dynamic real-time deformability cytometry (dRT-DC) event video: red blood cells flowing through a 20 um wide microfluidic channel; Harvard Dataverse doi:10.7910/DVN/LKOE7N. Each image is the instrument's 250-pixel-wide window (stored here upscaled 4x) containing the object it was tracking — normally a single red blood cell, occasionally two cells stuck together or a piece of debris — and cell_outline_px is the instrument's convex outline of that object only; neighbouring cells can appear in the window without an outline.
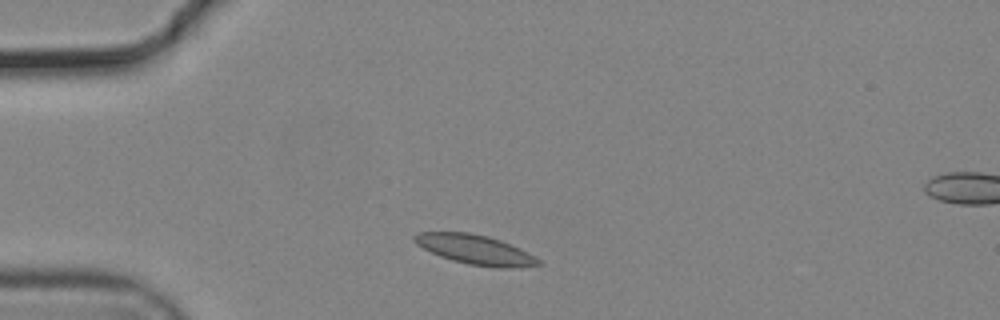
{"species": "common noctule bat (a hibernating species)", "species_latin": "Nyctalus noctula", "temperature_condition": "cold", "stored_images_in_passage": 35, "camera_frame_rate_fps": 3000, "um_per_image_px": 0.085, "animal": {"sex": "male", "body_mass_g": 19.2, "forearm_length_mm": 51.8}, "frame": {"image": 1, "passage_image": 1, "time_ms": 0.0, "image_size_px": [1000, 320], "cell_outline_px": [[540, 264], [512, 268], [500, 268], [468, 264], [452, 260], [440, 256], [416, 244], [412, 240], [412, 236], [416, 232], [468, 232], [488, 236], [500, 240], [520, 248], [540, 260]], "centroid_in_image_um": [40.35, 21.2], "position_along_channel_um": 44.7, "area_um2": 21.21}}
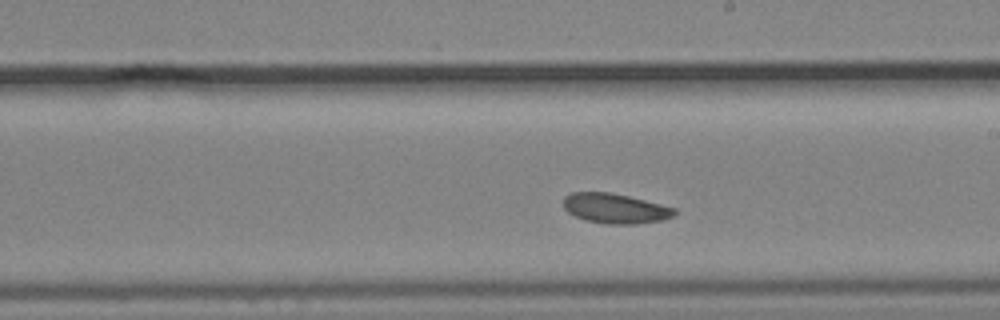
{"frame": {"image": 2, "passage_image": 19, "time_ms": 6.0, "image_size_px": [1000, 320], "cell_outline_px": [[676, 212], [672, 216], [660, 220], [636, 224], [608, 224], [584, 220], [568, 212], [564, 208], [564, 196], [572, 192], [608, 192], [628, 196], [676, 208]], "centroid_in_image_um": [52.26, 17.71], "position_along_channel_um": 236.7, "area_um2": 19.19}}
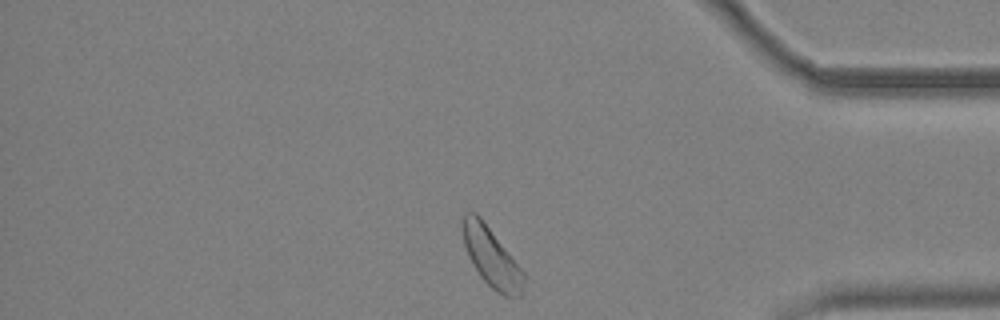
{"frame": {"image": 3, "passage_image": 34, "time_ms": 11.0, "image_size_px": [1000, 320], "cell_outline_px": [[524, 292], [520, 296], [512, 300], [496, 292], [480, 276], [472, 264], [468, 256], [464, 244], [464, 216], [468, 212], [476, 212], [480, 216], [524, 272]], "centroid_in_image_um": [41.82, 21.95], "position_along_channel_um": 393.4, "area_um2": 20.92}, "authors_computed_cell_mechanics": {"area_um2": 19.8254, "velocity_mm_per_s": 3.6283, "shape_relaxation_time_tau1_ms": 6.3661, "shape_relaxation_time_tau2_ms": null, "deformation_change_tau1": 0.0662, "deformation_change_tau2": null}}